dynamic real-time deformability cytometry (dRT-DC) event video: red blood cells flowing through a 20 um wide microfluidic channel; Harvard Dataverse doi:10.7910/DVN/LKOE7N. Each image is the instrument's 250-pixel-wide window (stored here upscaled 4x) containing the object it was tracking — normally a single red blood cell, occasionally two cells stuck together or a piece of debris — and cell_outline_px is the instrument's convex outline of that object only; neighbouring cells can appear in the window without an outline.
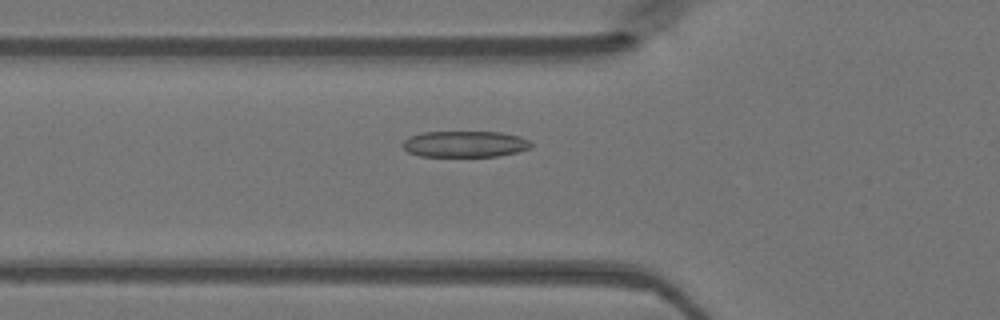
{"species": "Egyptian fruit bat (a non-hibernating species)", "species_latin": "Rousettus aegyptiacus", "temperature_condition": "warm", "stored_images_in_passage": 48, "camera_frame_rate_fps": 3000, "um_per_image_px": 0.085, "animal": {"sex": "female"}, "frame": {"image": 1, "passage_image": 17, "time_ms": 5.333, "image_size_px": [1000, 320], "cell_outline_px": [[532, 148], [516, 152], [496, 156], [420, 156], [408, 152], [400, 144], [408, 136], [420, 132], [500, 132], [520, 136], [528, 140], [532, 144]], "centroid_in_image_um": [39.48, 12.24], "position_along_channel_um": 86.3, "area_um2": 19.71}}
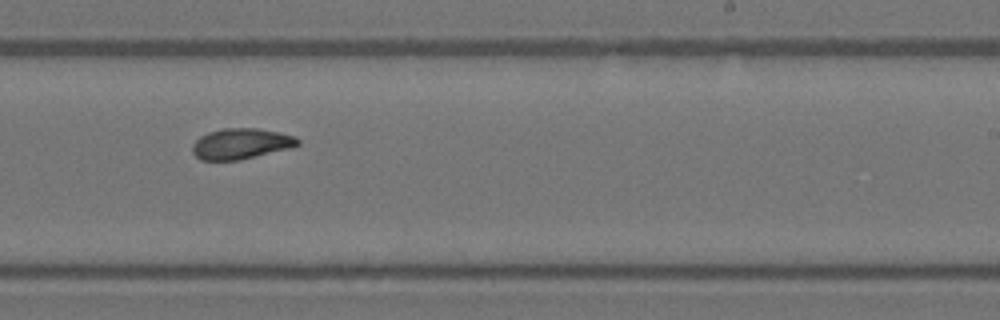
{"frame": {"image": 2, "passage_image": 30, "time_ms": 9.667, "image_size_px": [1000, 320], "cell_outline_px": [[300, 144], [292, 148], [236, 160], [200, 160], [192, 152], [192, 144], [200, 136], [208, 132], [224, 128], [256, 128], [280, 132], [296, 136], [300, 140]], "centroid_in_image_um": [20.5, 12.21], "position_along_channel_um": 268.5, "area_um2": 18.9}}
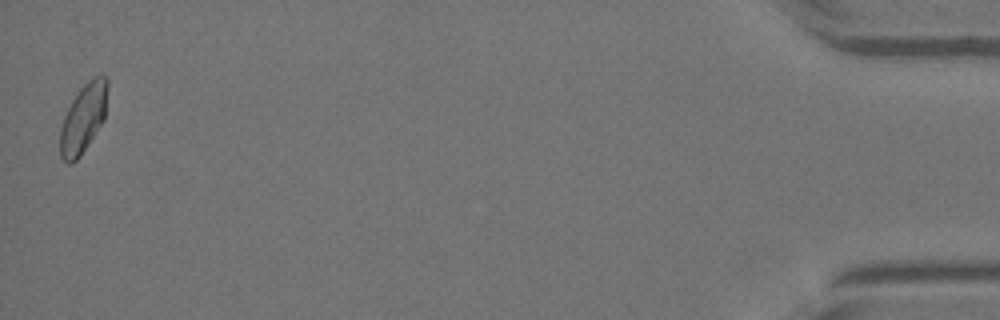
{"frame": {"image": 3, "passage_image": 48, "time_ms": 15.667, "image_size_px": [1000, 320], "cell_outline_px": [[108, 84], [104, 120], [80, 156], [72, 164], [68, 164], [60, 156], [60, 128], [64, 116], [72, 100], [80, 88], [92, 76], [108, 76]], "centroid_in_image_um": [7.08, 10.04], "position_along_channel_um": 428.1, "area_um2": 19.02}}